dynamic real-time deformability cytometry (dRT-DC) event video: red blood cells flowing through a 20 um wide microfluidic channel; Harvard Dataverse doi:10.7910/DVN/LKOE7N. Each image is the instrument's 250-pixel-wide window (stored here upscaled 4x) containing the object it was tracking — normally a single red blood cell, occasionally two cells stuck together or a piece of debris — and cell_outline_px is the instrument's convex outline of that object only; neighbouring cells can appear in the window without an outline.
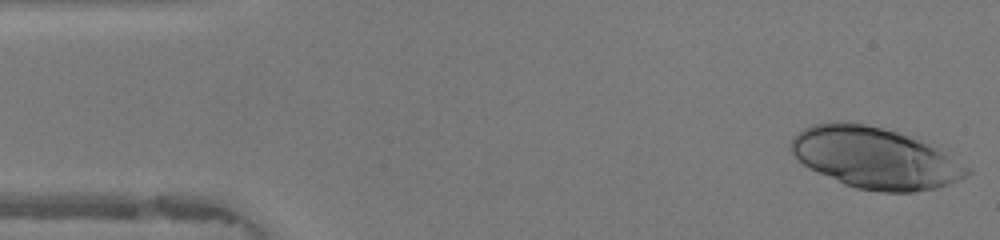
{"species": "human", "species_latin": "Homo sapiens", "temperature_condition": "warm", "stored_images_in_passage": 46, "camera_frame_rate_fps": 3000, "um_per_image_px": 0.085, "donor": {"sex": "female"}, "frame": {"image": 1, "passage_image": 1, "time_ms": 0.0, "image_size_px": [1000, 240], "cell_outline_px": [[972, 172], [968, 176], [960, 180], [936, 188], [912, 192], [880, 192], [856, 188], [844, 184], [808, 168], [788, 148], [792, 136], [796, 132], [812, 124], [828, 120], [844, 120], [864, 124], [896, 132], [940, 144], [948, 148]], "centroid_in_image_um": [74.44, 13.39], "position_along_channel_um": 10.6, "area_um2": 64.22}}